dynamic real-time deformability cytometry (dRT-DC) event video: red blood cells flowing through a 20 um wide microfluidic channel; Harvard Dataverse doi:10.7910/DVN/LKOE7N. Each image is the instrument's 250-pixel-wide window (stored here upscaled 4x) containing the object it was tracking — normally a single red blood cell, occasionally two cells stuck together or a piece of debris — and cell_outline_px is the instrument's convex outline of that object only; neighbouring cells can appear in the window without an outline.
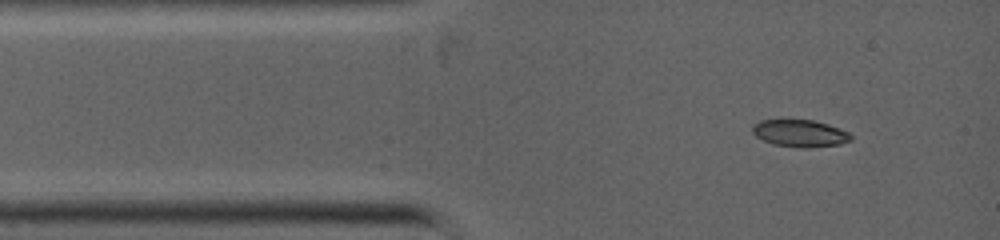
{"species": "common noctule bat (a hibernating species)", "species_latin": "Nyctalus noctula", "temperature_condition": "warm", "stored_images_in_passage": 4, "camera_frame_rate_fps": 5000, "um_per_image_px": 0.085, "animal": {"sex": "female", "body_mass_g": 19.0, "forearm_length_mm": 53.3}, "frame": {"image": 1, "passage_image": 1, "time_ms": 0.0, "image_size_px": [1000, 240], "cell_outline_px": [[852, 140], [840, 144], [808, 148], [800, 148], [772, 144], [756, 136], [752, 132], [752, 124], [760, 120], [780, 116], [812, 120], [828, 124], [840, 128], [848, 132], [852, 136]], "centroid_in_image_um": [67.93, 11.28], "position_along_channel_um": 17.1, "area_um2": 16.42}}